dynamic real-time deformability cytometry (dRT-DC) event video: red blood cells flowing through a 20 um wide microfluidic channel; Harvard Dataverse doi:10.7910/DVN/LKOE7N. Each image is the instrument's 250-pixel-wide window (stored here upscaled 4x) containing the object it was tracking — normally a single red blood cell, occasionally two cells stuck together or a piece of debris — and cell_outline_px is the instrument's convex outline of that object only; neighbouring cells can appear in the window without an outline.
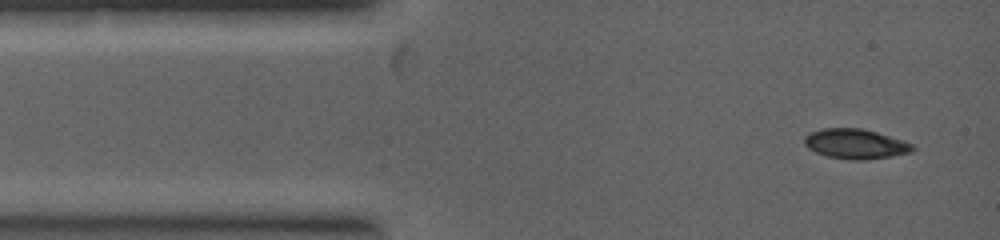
{"species": "common noctule bat (a hibernating species)", "species_latin": "Nyctalus noctula", "temperature_condition": "warm", "stored_images_in_passage": 9, "camera_frame_rate_fps": 5000, "um_per_image_px": 0.085, "animal": {"sex": "female", "body_mass_g": 19.0, "forearm_length_mm": 53.3}, "frame": {"image": 1, "passage_image": 1, "time_ms": 0.0, "image_size_px": [1000, 240], "cell_outline_px": [[916, 148], [912, 152], [892, 156], [864, 160], [852, 160], [828, 156], [816, 152], [808, 148], [804, 144], [804, 136], [820, 128], [860, 128], [876, 132], [904, 140], [912, 144]], "centroid_in_image_um": [72.73, 12.23], "position_along_channel_um": 12.3, "area_um2": 18.84}}
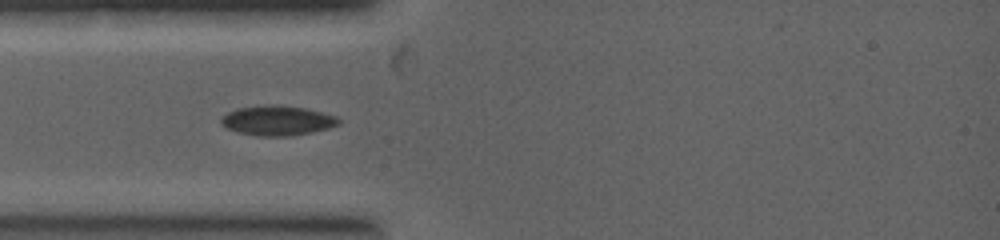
{"frame": {"image": 2, "passage_image": 3, "time_ms": 1.6, "image_size_px": [1000, 240], "cell_outline_px": [[340, 124], [328, 128], [312, 132], [292, 136], [256, 136], [236, 132], [224, 128], [220, 124], [220, 116], [228, 112], [240, 108], [304, 108], [336, 116], [340, 120]], "centroid_in_image_um": [23.54, 10.32], "position_along_channel_um": 61.5, "area_um2": 19.59}}
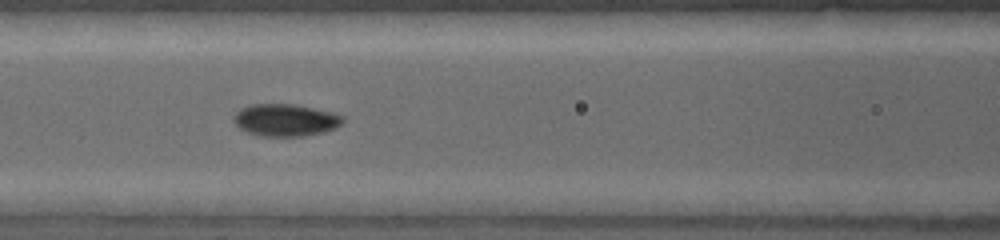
{"frame": {"image": 3, "passage_image": 6, "time_ms": 2.8, "image_size_px": [1000, 240], "cell_outline_px": [[344, 124], [336, 128], [324, 132], [304, 136], [260, 136], [248, 132], [240, 128], [232, 120], [232, 116], [240, 108], [252, 104], [292, 104], [332, 112], [344, 116]], "centroid_in_image_um": [24.27, 10.21], "position_along_channel_um": 142.3, "area_um2": 20.63}}